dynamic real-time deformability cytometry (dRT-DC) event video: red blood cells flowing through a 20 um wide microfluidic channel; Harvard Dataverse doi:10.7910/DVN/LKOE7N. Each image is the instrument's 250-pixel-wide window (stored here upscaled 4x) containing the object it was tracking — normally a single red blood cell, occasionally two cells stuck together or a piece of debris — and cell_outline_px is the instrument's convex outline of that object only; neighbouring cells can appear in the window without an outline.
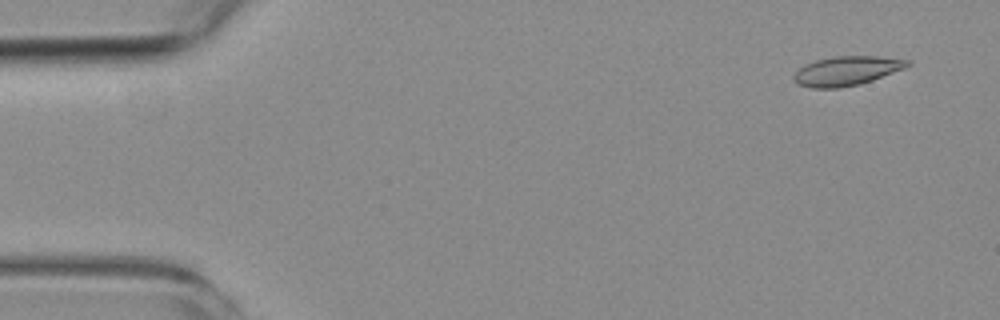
{"species": "common noctule bat (a hibernating species)", "species_latin": "Nyctalus noctula", "temperature_condition": "room temperature", "stored_images_in_passage": 3, "camera_frame_rate_fps": 3000, "um_per_image_px": 0.085, "animal": {"sex": "female", "body_mass_g": 19.3, "forearm_length_mm": 54.1}, "frame": {"image": 1, "passage_image": 3, "time_ms": 2.333, "image_size_px": [1000, 320], "cell_outline_px": [[912, 64], [904, 68], [872, 80], [860, 84], [840, 88], [812, 88], [800, 84], [792, 76], [804, 64], [816, 60], [832, 56], [876, 56], [912, 60]], "centroid_in_image_um": [71.99, 6.01], "position_along_channel_um": 13.0, "area_um2": 19.31}}